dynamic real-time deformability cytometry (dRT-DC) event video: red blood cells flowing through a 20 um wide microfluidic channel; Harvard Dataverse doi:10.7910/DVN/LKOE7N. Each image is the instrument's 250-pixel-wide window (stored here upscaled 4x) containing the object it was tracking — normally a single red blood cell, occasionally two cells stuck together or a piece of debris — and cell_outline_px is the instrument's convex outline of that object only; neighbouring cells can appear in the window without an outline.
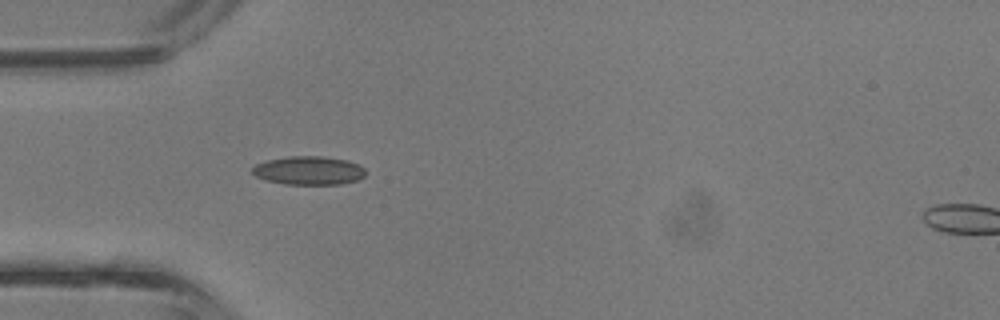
{"species": "common noctule bat (a hibernating species)", "species_latin": "Nyctalus noctula", "temperature_condition": "room temperature", "stored_images_in_passage": 26, "camera_frame_rate_fps": 3000, "um_per_image_px": 0.085, "animal": {"sex": "male", "body_mass_g": 13.3}, "frame": {"image": 1, "passage_image": 1, "time_ms": 0.0, "image_size_px": [1000, 320], "cell_outline_px": [[364, 176], [360, 180], [340, 184], [284, 184], [264, 180], [256, 176], [252, 172], [252, 168], [256, 164], [268, 160], [288, 156], [324, 156], [348, 160], [360, 164], [364, 168]], "centroid_in_image_um": [26.27, 14.49], "position_along_channel_um": 58.7, "area_um2": 19.02}}
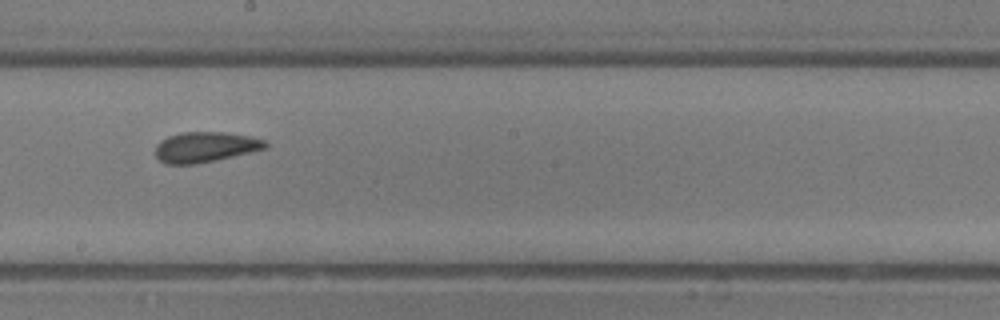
{"frame": {"image": 2, "passage_image": 12, "time_ms": 3.667, "image_size_px": [1000, 320], "cell_outline_px": [[268, 148], [252, 152], [216, 160], [196, 164], [164, 164], [156, 156], [156, 144], [160, 140], [168, 136], [180, 132], [224, 132], [252, 136], [264, 140], [268, 144]], "centroid_in_image_um": [17.46, 12.49], "position_along_channel_um": 230.7, "area_um2": 19.65}}
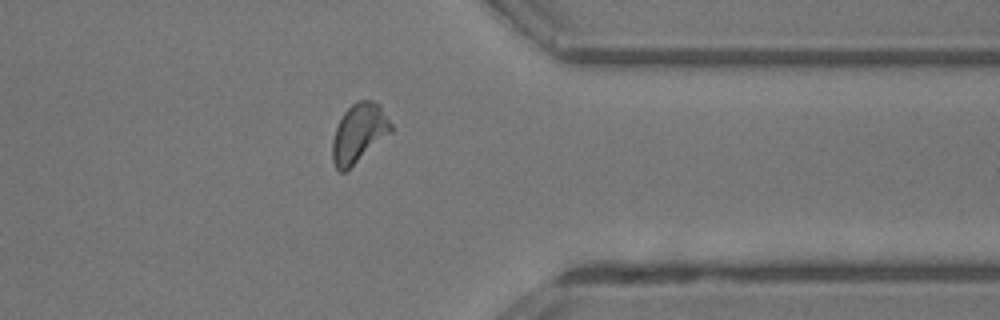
{"frame": {"image": 3, "passage_image": 22, "time_ms": 7.0, "image_size_px": [1000, 320], "cell_outline_px": [[392, 132], [344, 172], [340, 172], [336, 168], [332, 160], [332, 140], [336, 128], [344, 112], [352, 104], [360, 100], [372, 100], [380, 104], [392, 124]], "centroid_in_image_um": [30.51, 11.29], "position_along_channel_um": 380.9, "area_um2": 19.94}, "authors_computed_cell_mechanics": {"area_um2": 19.074, "velocity_mm_per_s": 4.7911, "shape_relaxation_time_tau1_ms": null, "shape_relaxation_time_tau2_ms": 1.4288, "deformation_change_tau1": null, "deformation_change_tau2": 0.0782}}